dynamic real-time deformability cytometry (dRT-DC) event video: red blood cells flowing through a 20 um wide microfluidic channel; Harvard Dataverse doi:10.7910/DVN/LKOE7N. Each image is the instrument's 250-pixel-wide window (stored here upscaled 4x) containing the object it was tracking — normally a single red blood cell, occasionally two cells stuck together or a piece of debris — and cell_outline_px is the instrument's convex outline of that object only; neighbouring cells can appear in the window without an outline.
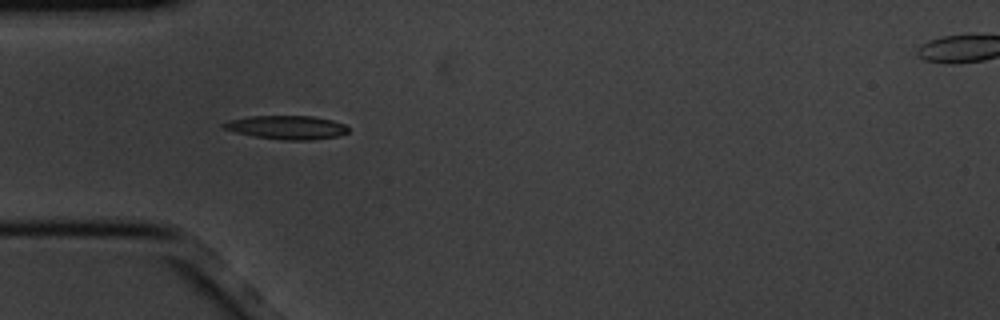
{"species": "common noctule bat (a hibernating species)", "species_latin": "Nyctalus noctula", "temperature_condition": "cold", "stored_images_in_passage": 6, "camera_frame_rate_fps": 3000, "um_per_image_px": 0.085, "animal": {"sex": "male", "body_mass_g": 20.1, "forearm_length_mm": 53.5}, "frame": {"image": 1, "passage_image": 5, "time_ms": 1.333, "image_size_px": [1000, 320], "cell_outline_px": [[348, 132], [336, 136], [312, 140], [284, 140], [256, 136], [236, 132], [224, 128], [220, 124], [232, 120], [252, 116], [312, 116], [332, 120], [344, 124], [348, 128]], "centroid_in_image_um": [24.41, 10.82], "position_along_channel_um": 60.6, "area_um2": 16.88}}
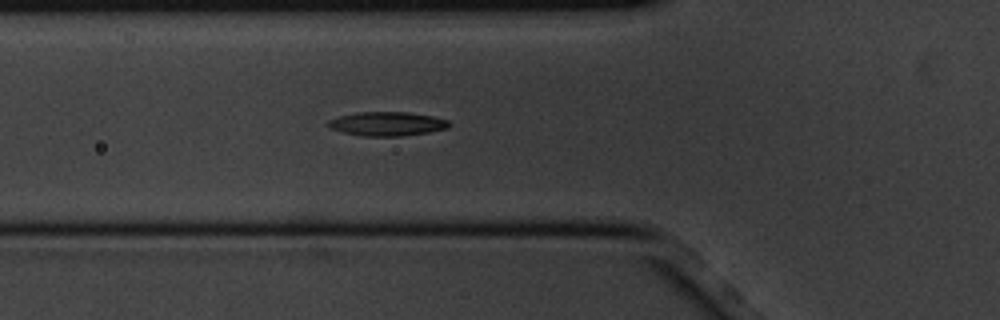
{"frame": {"image": 2, "passage_image": 6, "time_ms": 1.667, "image_size_px": [1000, 320], "cell_outline_px": [[448, 128], [428, 132], [400, 136], [360, 136], [328, 128], [324, 124], [328, 120], [340, 116], [356, 112], [408, 112], [432, 116], [448, 120]], "centroid_in_image_um": [32.83, 10.52], "position_along_channel_um": 93.0, "area_um2": 16.94}}